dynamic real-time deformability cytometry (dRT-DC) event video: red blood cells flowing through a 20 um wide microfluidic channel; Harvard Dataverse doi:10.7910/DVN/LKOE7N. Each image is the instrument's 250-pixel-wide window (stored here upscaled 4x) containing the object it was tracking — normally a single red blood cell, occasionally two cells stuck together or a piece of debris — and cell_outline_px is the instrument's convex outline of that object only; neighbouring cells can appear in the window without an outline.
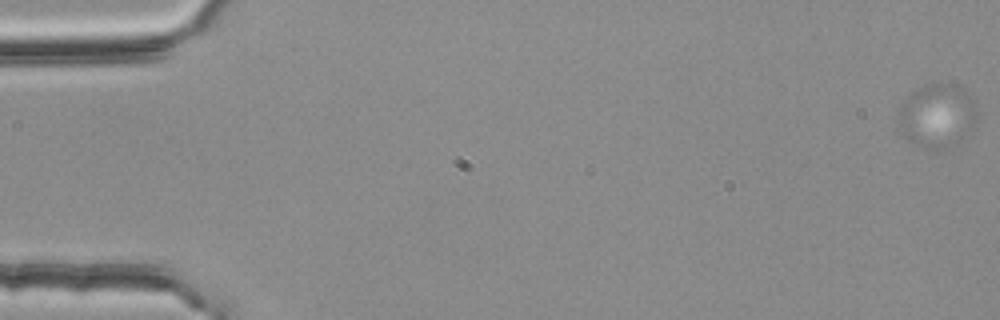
{"species": "common noctule bat (a hibernating species)", "species_latin": "Nyctalus noctula", "temperature_condition": "room temperature", "stored_images_in_passage": 3, "camera_frame_rate_fps": 3000, "um_per_image_px": 0.085, "animal": {"sex": "female", "body_mass_g": 25.1}, "frame": {"image": 1, "passage_image": 1, "time_ms": 0.0, "image_size_px": [1000, 320], "cell_outline_px": [[976, 124], [972, 128], [944, 144], [936, 148], [924, 148], [908, 140], [904, 136], [900, 124], [900, 108], [904, 100], [916, 88], [924, 84], [940, 80], [952, 84], [960, 88], [972, 96], [976, 100]], "centroid_in_image_um": [79.65, 9.7], "position_along_channel_um": 5.4, "area_um2": 28.32}}